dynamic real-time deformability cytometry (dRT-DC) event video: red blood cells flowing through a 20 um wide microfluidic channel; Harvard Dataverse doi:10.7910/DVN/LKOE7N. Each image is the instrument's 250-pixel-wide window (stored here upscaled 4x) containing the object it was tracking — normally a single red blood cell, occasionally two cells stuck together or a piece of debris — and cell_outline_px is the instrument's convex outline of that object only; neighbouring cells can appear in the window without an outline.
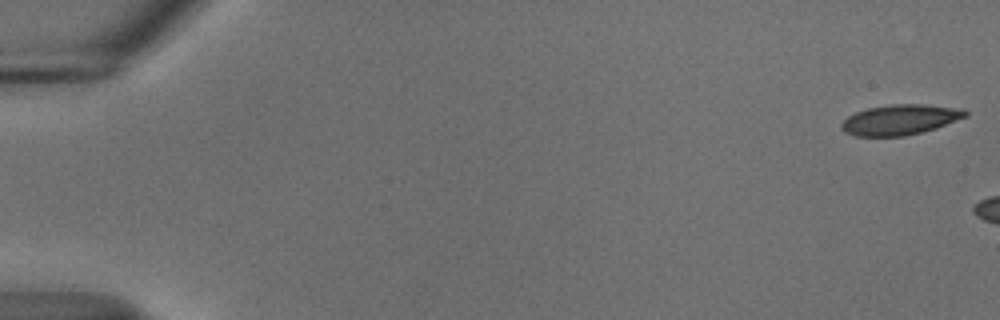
{"species": "common noctule bat (a hibernating species)", "species_latin": "Nyctalus noctula", "temperature_condition": "cold", "stored_images_in_passage": 6, "camera_frame_rate_fps": 3000, "um_per_image_px": 0.085, "animal": {"sex": "male", "body_mass_g": 18.8}, "frame": {"image": 1, "passage_image": 1, "time_ms": 0.0, "image_size_px": [1000, 320], "cell_outline_px": [[968, 116], [936, 128], [904, 136], [856, 136], [844, 132], [840, 128], [840, 124], [848, 116], [856, 112], [868, 108], [892, 104], [924, 104], [964, 108], [968, 112]], "centroid_in_image_um": [76.52, 10.17], "position_along_channel_um": 8.5, "area_um2": 21.96}}